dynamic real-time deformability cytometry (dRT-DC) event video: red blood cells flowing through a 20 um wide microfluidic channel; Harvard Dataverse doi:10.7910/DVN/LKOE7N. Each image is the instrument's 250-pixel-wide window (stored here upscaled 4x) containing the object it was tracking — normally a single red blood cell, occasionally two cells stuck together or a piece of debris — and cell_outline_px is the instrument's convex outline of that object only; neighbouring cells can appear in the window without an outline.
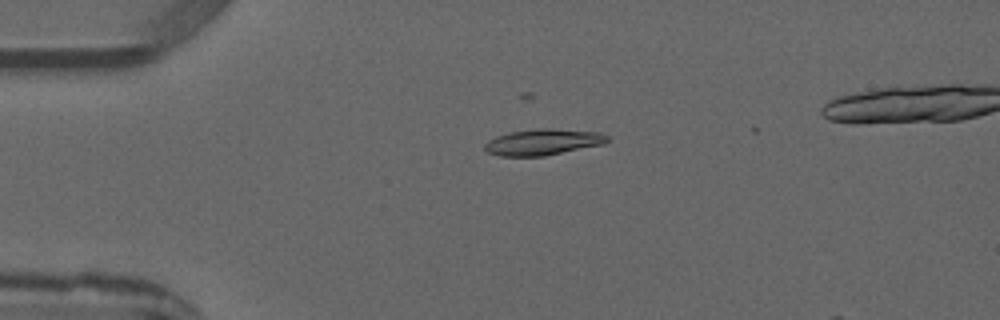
{"species": "common noctule bat (a hibernating species)", "species_latin": "Nyctalus noctula", "temperature_condition": "warm", "stored_images_in_passage": 4, "camera_frame_rate_fps": 3000, "um_per_image_px": 0.085, "animal": {"sex": "male", "forearm_length_mm": 52.5}, "frame": {"image": 1, "passage_image": 3, "time_ms": 3.333, "image_size_px": [1000, 320], "cell_outline_px": [[608, 140], [604, 144], [544, 156], [500, 156], [488, 152], [484, 148], [484, 144], [488, 140], [496, 136], [508, 132], [536, 128], [552, 128], [600, 132], [608, 136]], "centroid_in_image_um": [46.14, 12.06], "position_along_channel_um": 38.9, "area_um2": 18.79}}